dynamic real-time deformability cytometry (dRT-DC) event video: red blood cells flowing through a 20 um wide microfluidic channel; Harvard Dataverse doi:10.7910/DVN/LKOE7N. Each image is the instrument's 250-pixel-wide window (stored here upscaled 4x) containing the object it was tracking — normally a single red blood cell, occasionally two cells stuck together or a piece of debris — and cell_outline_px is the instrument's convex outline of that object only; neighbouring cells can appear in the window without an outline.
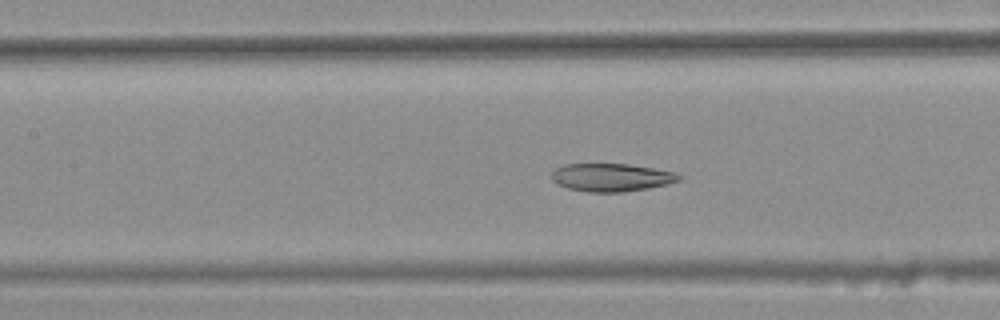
{"species": "common noctule bat (a hibernating species)", "species_latin": "Nyctalus noctula", "temperature_condition": "warm", "stored_images_in_passage": 40, "camera_frame_rate_fps": 3000, "um_per_image_px": 0.085, "animal": {"sex": "female", "body_mass_g": 25.1}, "frame": {"image": 1, "passage_image": 19, "time_ms": 6.0, "image_size_px": [1000, 320], "cell_outline_px": [[684, 176], [680, 180], [668, 184], [648, 188], [624, 192], [588, 192], [568, 188], [556, 184], [552, 180], [552, 172], [556, 168], [564, 164], [628, 164], [676, 172]], "centroid_in_image_um": [51.98, 15.08], "position_along_channel_um": 155.4, "area_um2": 20.87}}
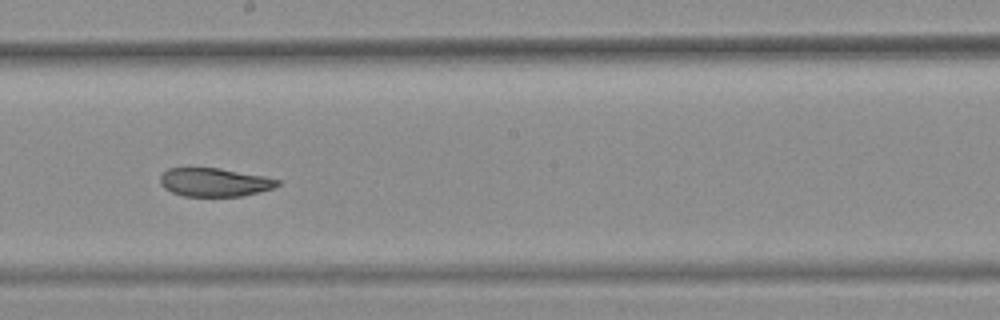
{"frame": {"image": 2, "passage_image": 25, "time_ms": 8.0, "image_size_px": [1000, 320], "cell_outline_px": [[280, 184], [272, 188], [244, 196], [184, 196], [172, 192], [164, 188], [160, 184], [160, 176], [168, 168], [220, 168], [264, 176], [280, 180]], "centroid_in_image_um": [18.22, 15.49], "position_along_channel_um": 230.0, "area_um2": 19.42}}
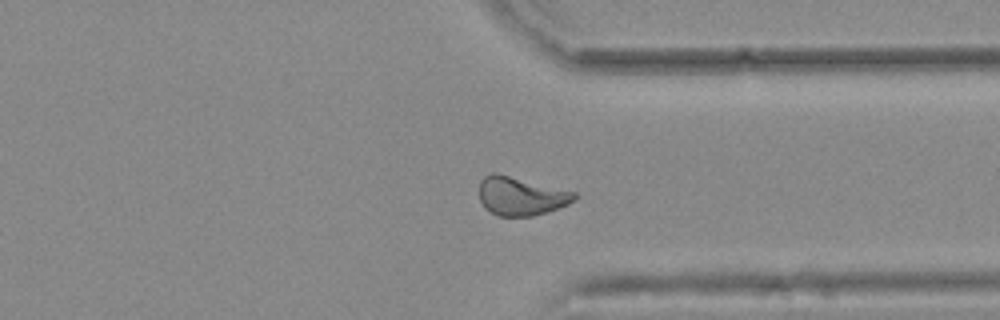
{"frame": {"image": 3, "passage_image": 36, "time_ms": 11.667, "image_size_px": [1000, 320], "cell_outline_px": [[576, 200], [568, 204], [548, 212], [532, 216], [500, 216], [484, 208], [480, 200], [480, 180], [484, 176], [492, 172], [496, 172], [576, 192]], "centroid_in_image_um": [44.28, 16.66], "position_along_channel_um": 367.1, "area_um2": 21.44}, "authors_computed_cell_mechanics": {"area_um2": 21.5305, "velocity_mm_per_s": 3.7458, "shape_relaxation_time_tau1_ms": null, "shape_relaxation_time_tau2_ms": 3.2971, "deformation_change_tau1": null, "deformation_change_tau2": 0.0908}}